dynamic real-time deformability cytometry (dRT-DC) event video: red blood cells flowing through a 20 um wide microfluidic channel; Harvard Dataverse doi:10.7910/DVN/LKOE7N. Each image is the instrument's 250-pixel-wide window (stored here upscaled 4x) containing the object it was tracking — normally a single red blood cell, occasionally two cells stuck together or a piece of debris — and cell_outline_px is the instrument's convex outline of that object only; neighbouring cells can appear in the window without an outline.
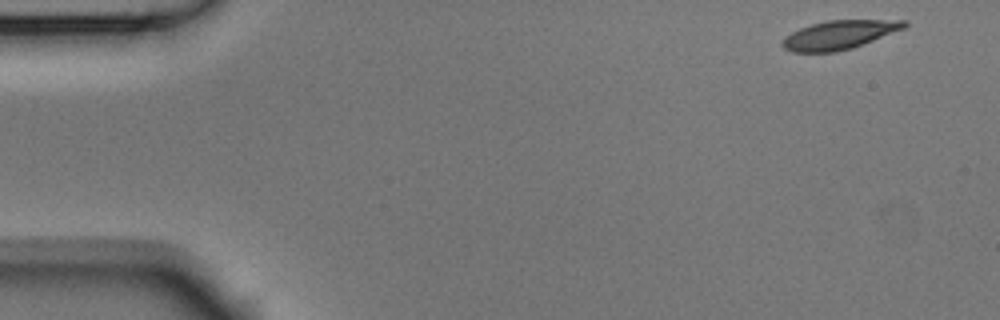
{"species": "Egyptian fruit bat (a non-hibernating species)", "species_latin": "Rousettus aegyptiacus", "temperature_condition": "room temperature", "stored_images_in_passage": 51, "camera_frame_rate_fps": 3000, "um_per_image_px": 0.085, "animal": {"sex": "male"}, "frame": {"image": 1, "passage_image": 1, "time_ms": 0.0, "image_size_px": [1000, 320], "cell_outline_px": [[908, 24], [904, 28], [852, 48], [836, 52], [792, 52], [784, 48], [780, 44], [784, 36], [800, 28], [812, 24], [828, 20], [908, 20]], "centroid_in_image_um": [71.3, 2.96], "position_along_channel_um": 13.7, "area_um2": 20.35}}
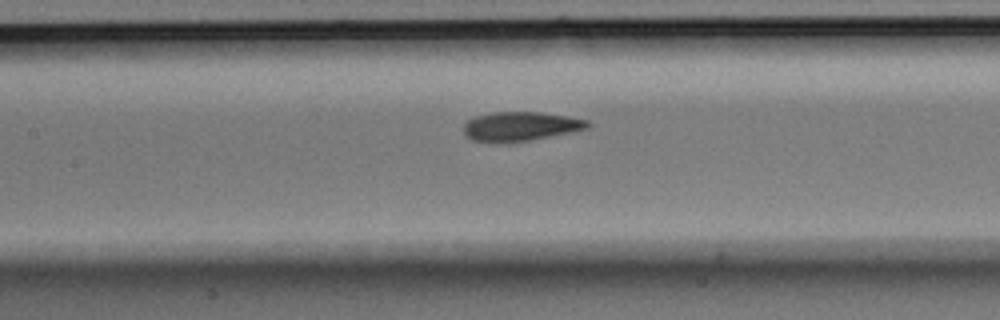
{"frame": {"image": 2, "passage_image": 22, "time_ms": 7.0, "image_size_px": [1000, 320], "cell_outline_px": [[592, 124], [588, 128], [572, 132], [528, 140], [472, 140], [464, 136], [464, 124], [468, 120], [476, 116], [492, 112], [540, 112], [588, 120]], "centroid_in_image_um": [44.27, 10.7], "position_along_channel_um": 163.1, "area_um2": 20.4}}
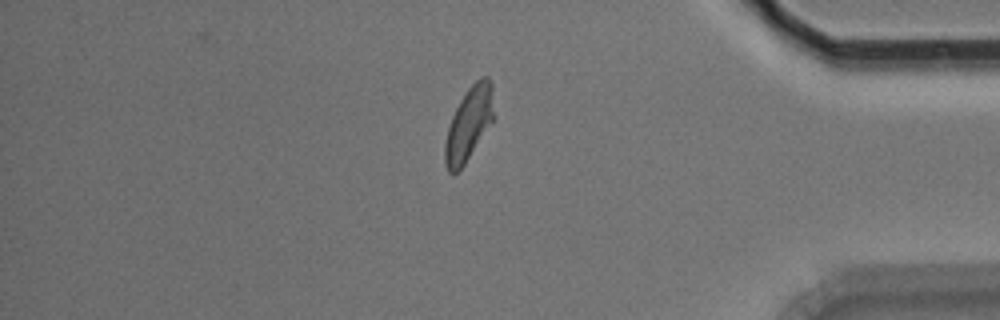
{"frame": {"image": 3, "passage_image": 43, "time_ms": 14.0, "image_size_px": [1000, 320], "cell_outline_px": [[492, 124], [464, 164], [452, 176], [448, 172], [444, 164], [444, 144], [448, 128], [452, 116], [460, 100], [468, 88], [480, 76], [488, 76], [492, 84]], "centroid_in_image_um": [39.83, 10.55], "position_along_channel_um": 395.4, "area_um2": 20.81}, "authors_computed_cell_mechanics": {"area_um2": 21.0392, "velocity_mm_per_s": 3.7331, "shape_relaxation_time_tau1_ms": 3.7125, "shape_relaxation_time_tau2_ms": 1.4615, "deformation_change_tau1": 0.1608, "deformation_change_tau2": 0.0877}}